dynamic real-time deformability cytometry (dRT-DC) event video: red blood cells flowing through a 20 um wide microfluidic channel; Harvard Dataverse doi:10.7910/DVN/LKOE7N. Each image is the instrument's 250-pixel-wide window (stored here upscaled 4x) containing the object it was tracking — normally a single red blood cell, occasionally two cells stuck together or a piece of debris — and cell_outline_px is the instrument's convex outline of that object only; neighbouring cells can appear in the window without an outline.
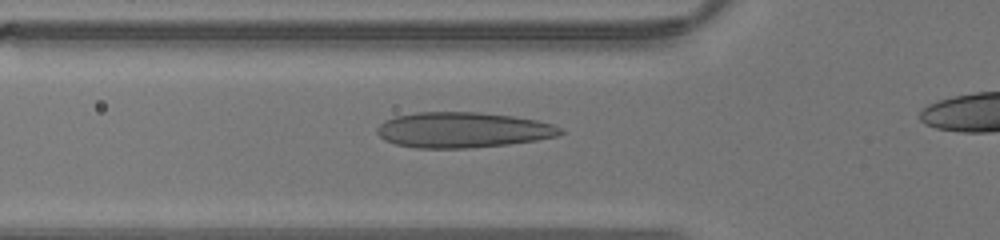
{"species": "human", "species_latin": "Homo sapiens", "temperature_condition": "warm", "stored_images_in_passage": 25, "camera_frame_rate_fps": 3000, "um_per_image_px": 0.085, "donor": {"sex": "male"}, "frame": {"image": 1, "passage_image": 5, "time_ms": 1.333, "image_size_px": [1000, 240], "cell_outline_px": [[564, 132], [556, 136], [536, 140], [508, 144], [468, 148], [416, 148], [396, 144], [384, 140], [376, 132], [376, 128], [384, 120], [392, 116], [416, 112], [480, 112], [512, 116], [536, 120], [552, 124], [560, 128]], "centroid_in_image_um": [39.28, 11.04], "position_along_channel_um": 86.5, "area_um2": 37.97}}
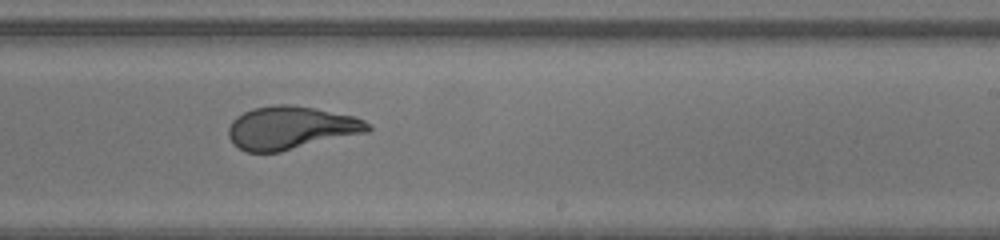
{"frame": {"image": 2, "passage_image": 16, "time_ms": 5.0, "image_size_px": [1000, 240], "cell_outline_px": [[372, 128], [368, 132], [280, 152], [244, 152], [232, 144], [228, 136], [228, 128], [232, 120], [236, 116], [252, 108], [276, 104], [288, 104], [316, 108], [356, 116], [364, 120]], "centroid_in_image_um": [24.7, 10.86], "position_along_channel_um": 264.3, "area_um2": 35.32}}
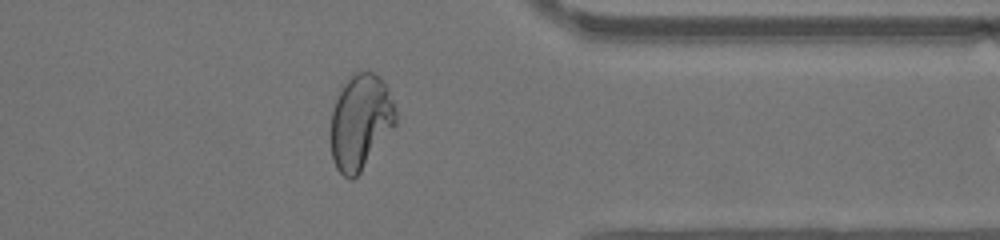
{"frame": {"image": 3, "passage_image": 24, "time_ms": 7.667, "image_size_px": [1000, 240], "cell_outline_px": [[396, 124], [360, 172], [352, 180], [348, 180], [336, 168], [332, 160], [332, 108], [344, 84], [356, 72], [372, 72], [380, 76], [388, 88], [396, 108]], "centroid_in_image_um": [30.66, 10.37], "position_along_channel_um": 380.7, "area_um2": 35.6}}